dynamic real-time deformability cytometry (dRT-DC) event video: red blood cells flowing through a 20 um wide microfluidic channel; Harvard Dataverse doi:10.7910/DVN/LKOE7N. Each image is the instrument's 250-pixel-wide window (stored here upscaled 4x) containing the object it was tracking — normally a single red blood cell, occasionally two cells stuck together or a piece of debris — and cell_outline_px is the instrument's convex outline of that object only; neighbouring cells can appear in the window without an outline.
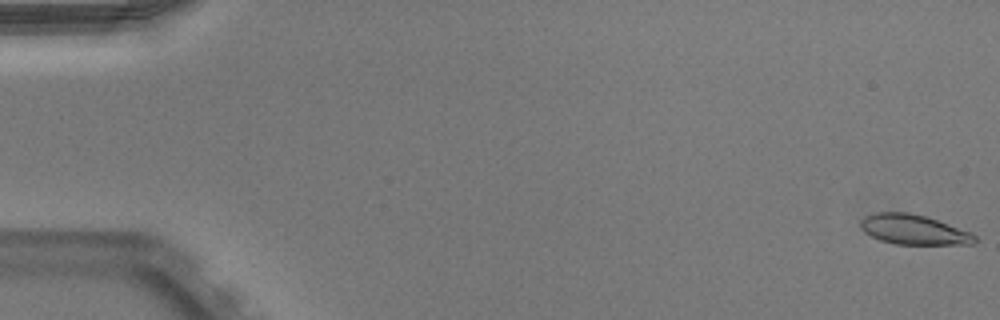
{"species": "Egyptian fruit bat (a non-hibernating species)", "species_latin": "Rousettus aegyptiacus", "temperature_condition": "warm", "stored_images_in_passage": 53, "camera_frame_rate_fps": 3000, "um_per_image_px": 0.085, "animal": {"sex": "male"}, "frame": {"image": 1, "passage_image": 1, "time_ms": 0.0, "image_size_px": [1000, 320], "cell_outline_px": [[976, 240], [972, 244], [896, 244], [880, 240], [864, 232], [860, 228], [860, 220], [864, 216], [876, 212], [908, 212], [924, 216], [972, 232], [976, 236]], "centroid_in_image_um": [77.63, 19.51], "position_along_channel_um": 7.4, "area_um2": 19.83}}
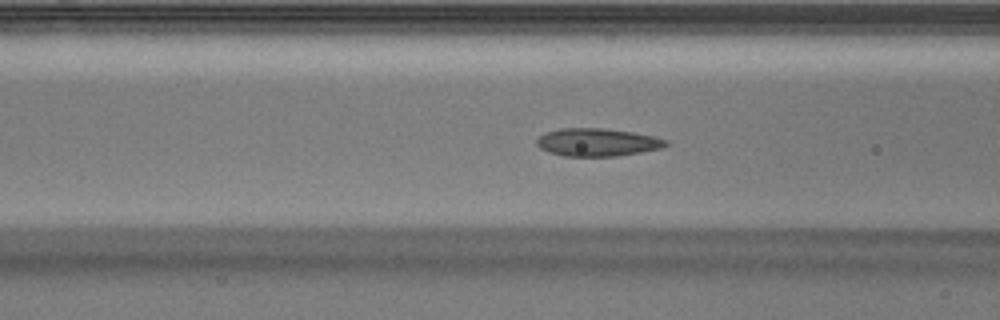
{"frame": {"image": 2, "passage_image": 21, "time_ms": 6.667, "image_size_px": [1000, 320], "cell_outline_px": [[668, 144], [660, 148], [640, 152], [616, 156], [564, 156], [548, 152], [540, 148], [536, 144], [536, 140], [544, 132], [560, 128], [604, 128], [632, 132], [656, 136], [668, 140]], "centroid_in_image_um": [50.75, 12.08], "position_along_channel_um": 115.8, "area_um2": 21.04}}
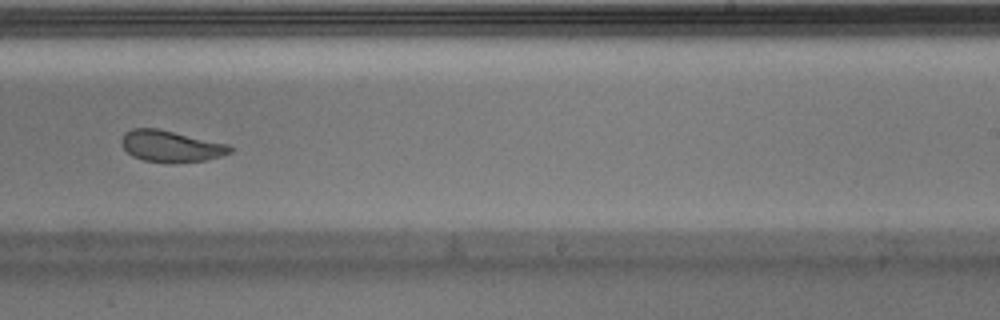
{"frame": {"image": 3, "passage_image": 33, "time_ms": 10.667, "image_size_px": [1000, 320], "cell_outline_px": [[232, 152], [220, 156], [204, 160], [172, 164], [144, 160], [132, 156], [120, 144], [120, 140], [124, 132], [132, 128], [156, 128], [228, 144], [232, 148]], "centroid_in_image_um": [14.48, 12.44], "position_along_channel_um": 274.5, "area_um2": 19.94}}